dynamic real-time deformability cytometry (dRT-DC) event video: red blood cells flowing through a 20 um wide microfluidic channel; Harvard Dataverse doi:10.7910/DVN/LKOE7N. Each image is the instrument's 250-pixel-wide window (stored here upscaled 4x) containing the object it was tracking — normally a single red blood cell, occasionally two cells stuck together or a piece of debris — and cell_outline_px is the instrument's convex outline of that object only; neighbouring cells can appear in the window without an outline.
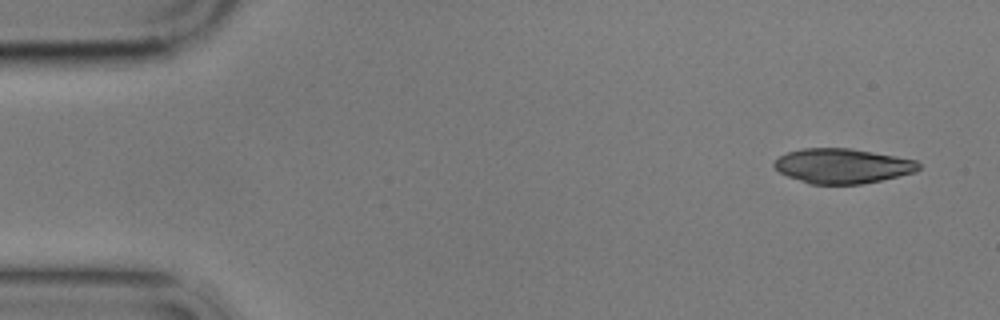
{"species": "common noctule bat (a hibernating species)", "species_latin": "Nyctalus noctula", "temperature_condition": "cold", "stored_images_in_passage": 5, "camera_frame_rate_fps": 3000, "um_per_image_px": 0.085, "animal": {"sex": "male", "body_mass_g": 17.9}, "frame": {"image": 1, "passage_image": 1, "time_ms": 0.0, "image_size_px": [1000, 320], "cell_outline_px": [[920, 168], [916, 172], [880, 180], [860, 184], [808, 184], [788, 176], [780, 172], [772, 164], [780, 156], [788, 152], [804, 148], [852, 148], [896, 156], [916, 160], [920, 164]], "centroid_in_image_um": [71.62, 14.1], "position_along_channel_um": 13.4, "area_um2": 29.25}}